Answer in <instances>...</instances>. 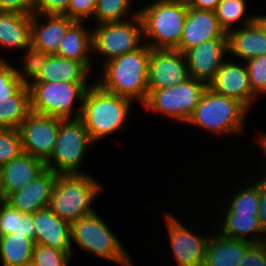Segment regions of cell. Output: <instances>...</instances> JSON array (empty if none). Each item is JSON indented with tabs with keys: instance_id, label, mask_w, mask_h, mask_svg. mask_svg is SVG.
Returning <instances> with one entry per match:
<instances>
[{
	"instance_id": "1",
	"label": "cell",
	"mask_w": 266,
	"mask_h": 266,
	"mask_svg": "<svg viewBox=\"0 0 266 266\" xmlns=\"http://www.w3.org/2000/svg\"><path fill=\"white\" fill-rule=\"evenodd\" d=\"M151 47L146 43L136 51L104 62L103 77L97 83L103 90L138 100L148 97V70Z\"/></svg>"
},
{
	"instance_id": "2",
	"label": "cell",
	"mask_w": 266,
	"mask_h": 266,
	"mask_svg": "<svg viewBox=\"0 0 266 266\" xmlns=\"http://www.w3.org/2000/svg\"><path fill=\"white\" fill-rule=\"evenodd\" d=\"M132 101L103 90L97 83L90 85L82 101L80 119L93 142L125 126Z\"/></svg>"
},
{
	"instance_id": "3",
	"label": "cell",
	"mask_w": 266,
	"mask_h": 266,
	"mask_svg": "<svg viewBox=\"0 0 266 266\" xmlns=\"http://www.w3.org/2000/svg\"><path fill=\"white\" fill-rule=\"evenodd\" d=\"M145 42L153 49H176L183 33L187 17L186 0H155L141 8Z\"/></svg>"
},
{
	"instance_id": "4",
	"label": "cell",
	"mask_w": 266,
	"mask_h": 266,
	"mask_svg": "<svg viewBox=\"0 0 266 266\" xmlns=\"http://www.w3.org/2000/svg\"><path fill=\"white\" fill-rule=\"evenodd\" d=\"M101 186L87 173L58 174L50 197L49 208L72 224L94 212L90 205Z\"/></svg>"
},
{
	"instance_id": "5",
	"label": "cell",
	"mask_w": 266,
	"mask_h": 266,
	"mask_svg": "<svg viewBox=\"0 0 266 266\" xmlns=\"http://www.w3.org/2000/svg\"><path fill=\"white\" fill-rule=\"evenodd\" d=\"M248 110L240 101L218 94L207 87L186 124L216 134H236L243 130Z\"/></svg>"
},
{
	"instance_id": "6",
	"label": "cell",
	"mask_w": 266,
	"mask_h": 266,
	"mask_svg": "<svg viewBox=\"0 0 266 266\" xmlns=\"http://www.w3.org/2000/svg\"><path fill=\"white\" fill-rule=\"evenodd\" d=\"M28 86L31 112L63 120L80 118L82 103L77 108L79 110L74 113V102L76 100L82 102L86 90L90 87L86 82L59 80L55 82H30Z\"/></svg>"
},
{
	"instance_id": "7",
	"label": "cell",
	"mask_w": 266,
	"mask_h": 266,
	"mask_svg": "<svg viewBox=\"0 0 266 266\" xmlns=\"http://www.w3.org/2000/svg\"><path fill=\"white\" fill-rule=\"evenodd\" d=\"M71 240L93 256L122 266H133L121 241L95 211L71 224Z\"/></svg>"
},
{
	"instance_id": "8",
	"label": "cell",
	"mask_w": 266,
	"mask_h": 266,
	"mask_svg": "<svg viewBox=\"0 0 266 266\" xmlns=\"http://www.w3.org/2000/svg\"><path fill=\"white\" fill-rule=\"evenodd\" d=\"M93 143L80 118L62 120L53 152L45 162L46 168L57 174H82L80 165Z\"/></svg>"
},
{
	"instance_id": "9",
	"label": "cell",
	"mask_w": 266,
	"mask_h": 266,
	"mask_svg": "<svg viewBox=\"0 0 266 266\" xmlns=\"http://www.w3.org/2000/svg\"><path fill=\"white\" fill-rule=\"evenodd\" d=\"M206 88V83L190 77L172 87L148 91V97L142 105L152 112L187 123Z\"/></svg>"
},
{
	"instance_id": "10",
	"label": "cell",
	"mask_w": 266,
	"mask_h": 266,
	"mask_svg": "<svg viewBox=\"0 0 266 266\" xmlns=\"http://www.w3.org/2000/svg\"><path fill=\"white\" fill-rule=\"evenodd\" d=\"M129 13L128 18L132 21L102 23L92 32L93 49L104 55L106 62L143 46V25L139 11H135L133 15Z\"/></svg>"
},
{
	"instance_id": "11",
	"label": "cell",
	"mask_w": 266,
	"mask_h": 266,
	"mask_svg": "<svg viewBox=\"0 0 266 266\" xmlns=\"http://www.w3.org/2000/svg\"><path fill=\"white\" fill-rule=\"evenodd\" d=\"M62 120L30 112L18 128L23 152L46 162L55 147Z\"/></svg>"
},
{
	"instance_id": "12",
	"label": "cell",
	"mask_w": 266,
	"mask_h": 266,
	"mask_svg": "<svg viewBox=\"0 0 266 266\" xmlns=\"http://www.w3.org/2000/svg\"><path fill=\"white\" fill-rule=\"evenodd\" d=\"M188 78L190 76L184 53L176 49L151 48L148 70L149 91L172 87Z\"/></svg>"
},
{
	"instance_id": "13",
	"label": "cell",
	"mask_w": 266,
	"mask_h": 266,
	"mask_svg": "<svg viewBox=\"0 0 266 266\" xmlns=\"http://www.w3.org/2000/svg\"><path fill=\"white\" fill-rule=\"evenodd\" d=\"M170 247L178 266H203L209 238L190 231L175 217L166 214Z\"/></svg>"
},
{
	"instance_id": "14",
	"label": "cell",
	"mask_w": 266,
	"mask_h": 266,
	"mask_svg": "<svg viewBox=\"0 0 266 266\" xmlns=\"http://www.w3.org/2000/svg\"><path fill=\"white\" fill-rule=\"evenodd\" d=\"M207 87L218 94L240 101L248 109L257 96L250 86L246 64L240 66L229 60L224 61Z\"/></svg>"
},
{
	"instance_id": "15",
	"label": "cell",
	"mask_w": 266,
	"mask_h": 266,
	"mask_svg": "<svg viewBox=\"0 0 266 266\" xmlns=\"http://www.w3.org/2000/svg\"><path fill=\"white\" fill-rule=\"evenodd\" d=\"M227 52V39H211L187 50L184 55L189 76L208 85L224 63Z\"/></svg>"
},
{
	"instance_id": "16",
	"label": "cell",
	"mask_w": 266,
	"mask_h": 266,
	"mask_svg": "<svg viewBox=\"0 0 266 266\" xmlns=\"http://www.w3.org/2000/svg\"><path fill=\"white\" fill-rule=\"evenodd\" d=\"M211 39H227V34L221 28L215 11L188 7L182 37L176 50L185 53Z\"/></svg>"
},
{
	"instance_id": "17",
	"label": "cell",
	"mask_w": 266,
	"mask_h": 266,
	"mask_svg": "<svg viewBox=\"0 0 266 266\" xmlns=\"http://www.w3.org/2000/svg\"><path fill=\"white\" fill-rule=\"evenodd\" d=\"M57 173L46 168L40 175L19 191L12 193L5 201L24 214L49 207Z\"/></svg>"
},
{
	"instance_id": "18",
	"label": "cell",
	"mask_w": 266,
	"mask_h": 266,
	"mask_svg": "<svg viewBox=\"0 0 266 266\" xmlns=\"http://www.w3.org/2000/svg\"><path fill=\"white\" fill-rule=\"evenodd\" d=\"M46 169L45 162L22 152L0 168L2 200L19 191Z\"/></svg>"
},
{
	"instance_id": "19",
	"label": "cell",
	"mask_w": 266,
	"mask_h": 266,
	"mask_svg": "<svg viewBox=\"0 0 266 266\" xmlns=\"http://www.w3.org/2000/svg\"><path fill=\"white\" fill-rule=\"evenodd\" d=\"M35 244L72 252L71 224L58 217L49 207L33 214Z\"/></svg>"
},
{
	"instance_id": "20",
	"label": "cell",
	"mask_w": 266,
	"mask_h": 266,
	"mask_svg": "<svg viewBox=\"0 0 266 266\" xmlns=\"http://www.w3.org/2000/svg\"><path fill=\"white\" fill-rule=\"evenodd\" d=\"M39 13L32 14L31 45L48 54H56L68 29L76 22L65 15H43L48 19L41 24Z\"/></svg>"
},
{
	"instance_id": "21",
	"label": "cell",
	"mask_w": 266,
	"mask_h": 266,
	"mask_svg": "<svg viewBox=\"0 0 266 266\" xmlns=\"http://www.w3.org/2000/svg\"><path fill=\"white\" fill-rule=\"evenodd\" d=\"M228 53L245 61L266 55V34L254 21L227 33Z\"/></svg>"
},
{
	"instance_id": "22",
	"label": "cell",
	"mask_w": 266,
	"mask_h": 266,
	"mask_svg": "<svg viewBox=\"0 0 266 266\" xmlns=\"http://www.w3.org/2000/svg\"><path fill=\"white\" fill-rule=\"evenodd\" d=\"M214 234L209 237L203 266H240L253 243Z\"/></svg>"
},
{
	"instance_id": "23",
	"label": "cell",
	"mask_w": 266,
	"mask_h": 266,
	"mask_svg": "<svg viewBox=\"0 0 266 266\" xmlns=\"http://www.w3.org/2000/svg\"><path fill=\"white\" fill-rule=\"evenodd\" d=\"M32 14L0 11V45L5 48L26 49L31 44Z\"/></svg>"
},
{
	"instance_id": "24",
	"label": "cell",
	"mask_w": 266,
	"mask_h": 266,
	"mask_svg": "<svg viewBox=\"0 0 266 266\" xmlns=\"http://www.w3.org/2000/svg\"><path fill=\"white\" fill-rule=\"evenodd\" d=\"M89 69L77 60L51 54L33 82H87Z\"/></svg>"
},
{
	"instance_id": "25",
	"label": "cell",
	"mask_w": 266,
	"mask_h": 266,
	"mask_svg": "<svg viewBox=\"0 0 266 266\" xmlns=\"http://www.w3.org/2000/svg\"><path fill=\"white\" fill-rule=\"evenodd\" d=\"M82 23L76 21L68 29L56 54L82 62L90 70L92 62L88 52L93 50L92 33L86 31Z\"/></svg>"
},
{
	"instance_id": "26",
	"label": "cell",
	"mask_w": 266,
	"mask_h": 266,
	"mask_svg": "<svg viewBox=\"0 0 266 266\" xmlns=\"http://www.w3.org/2000/svg\"><path fill=\"white\" fill-rule=\"evenodd\" d=\"M227 212L225 213L226 217H224L223 223H221L219 228H221V232H219L221 235L228 237V238H236L245 240L251 243H263L266 242V236L257 235V233H261V227L259 223L258 214H240V213H232L227 207ZM256 232V235L249 236L252 238H245L246 234H254ZM257 236V237H255ZM264 237V238H262Z\"/></svg>"
},
{
	"instance_id": "27",
	"label": "cell",
	"mask_w": 266,
	"mask_h": 266,
	"mask_svg": "<svg viewBox=\"0 0 266 266\" xmlns=\"http://www.w3.org/2000/svg\"><path fill=\"white\" fill-rule=\"evenodd\" d=\"M30 112L29 86L24 84L14 95L0 100V128L18 129Z\"/></svg>"
},
{
	"instance_id": "28",
	"label": "cell",
	"mask_w": 266,
	"mask_h": 266,
	"mask_svg": "<svg viewBox=\"0 0 266 266\" xmlns=\"http://www.w3.org/2000/svg\"><path fill=\"white\" fill-rule=\"evenodd\" d=\"M35 242L21 234L0 236V259L3 266H19L32 261Z\"/></svg>"
},
{
	"instance_id": "29",
	"label": "cell",
	"mask_w": 266,
	"mask_h": 266,
	"mask_svg": "<svg viewBox=\"0 0 266 266\" xmlns=\"http://www.w3.org/2000/svg\"><path fill=\"white\" fill-rule=\"evenodd\" d=\"M247 0H221L216 9L215 14L218 18L221 28L226 32V34L231 31L233 23L237 21L243 22V26L249 25L254 22L255 15L248 16L244 18L246 12Z\"/></svg>"
},
{
	"instance_id": "30",
	"label": "cell",
	"mask_w": 266,
	"mask_h": 266,
	"mask_svg": "<svg viewBox=\"0 0 266 266\" xmlns=\"http://www.w3.org/2000/svg\"><path fill=\"white\" fill-rule=\"evenodd\" d=\"M228 209L232 213L240 214H258L260 202V181L247 184V187L232 195Z\"/></svg>"
},
{
	"instance_id": "31",
	"label": "cell",
	"mask_w": 266,
	"mask_h": 266,
	"mask_svg": "<svg viewBox=\"0 0 266 266\" xmlns=\"http://www.w3.org/2000/svg\"><path fill=\"white\" fill-rule=\"evenodd\" d=\"M25 50L26 55L23 60L24 64L22 63L20 70L15 69V72L19 80L23 84L28 85L31 82L28 78L33 79L32 81L37 78L51 54H48L31 44Z\"/></svg>"
},
{
	"instance_id": "32",
	"label": "cell",
	"mask_w": 266,
	"mask_h": 266,
	"mask_svg": "<svg viewBox=\"0 0 266 266\" xmlns=\"http://www.w3.org/2000/svg\"><path fill=\"white\" fill-rule=\"evenodd\" d=\"M132 3V0H97L94 19L98 24L125 21Z\"/></svg>"
},
{
	"instance_id": "33",
	"label": "cell",
	"mask_w": 266,
	"mask_h": 266,
	"mask_svg": "<svg viewBox=\"0 0 266 266\" xmlns=\"http://www.w3.org/2000/svg\"><path fill=\"white\" fill-rule=\"evenodd\" d=\"M22 150L21 135L18 129L0 128V168L18 157Z\"/></svg>"
},
{
	"instance_id": "34",
	"label": "cell",
	"mask_w": 266,
	"mask_h": 266,
	"mask_svg": "<svg viewBox=\"0 0 266 266\" xmlns=\"http://www.w3.org/2000/svg\"><path fill=\"white\" fill-rule=\"evenodd\" d=\"M73 252L35 244L32 255L34 266H67Z\"/></svg>"
},
{
	"instance_id": "35",
	"label": "cell",
	"mask_w": 266,
	"mask_h": 266,
	"mask_svg": "<svg viewBox=\"0 0 266 266\" xmlns=\"http://www.w3.org/2000/svg\"><path fill=\"white\" fill-rule=\"evenodd\" d=\"M24 213L13 208L5 200H0V236L21 234Z\"/></svg>"
},
{
	"instance_id": "36",
	"label": "cell",
	"mask_w": 266,
	"mask_h": 266,
	"mask_svg": "<svg viewBox=\"0 0 266 266\" xmlns=\"http://www.w3.org/2000/svg\"><path fill=\"white\" fill-rule=\"evenodd\" d=\"M245 64L253 92L257 96L266 93V55L247 60Z\"/></svg>"
},
{
	"instance_id": "37",
	"label": "cell",
	"mask_w": 266,
	"mask_h": 266,
	"mask_svg": "<svg viewBox=\"0 0 266 266\" xmlns=\"http://www.w3.org/2000/svg\"><path fill=\"white\" fill-rule=\"evenodd\" d=\"M24 84L16 75L15 67L0 59V100L14 95Z\"/></svg>"
},
{
	"instance_id": "38",
	"label": "cell",
	"mask_w": 266,
	"mask_h": 266,
	"mask_svg": "<svg viewBox=\"0 0 266 266\" xmlns=\"http://www.w3.org/2000/svg\"><path fill=\"white\" fill-rule=\"evenodd\" d=\"M97 0H70L67 13L70 19L83 22L87 17L94 16Z\"/></svg>"
},
{
	"instance_id": "39",
	"label": "cell",
	"mask_w": 266,
	"mask_h": 266,
	"mask_svg": "<svg viewBox=\"0 0 266 266\" xmlns=\"http://www.w3.org/2000/svg\"><path fill=\"white\" fill-rule=\"evenodd\" d=\"M70 0H35L34 13L41 15H65Z\"/></svg>"
},
{
	"instance_id": "40",
	"label": "cell",
	"mask_w": 266,
	"mask_h": 266,
	"mask_svg": "<svg viewBox=\"0 0 266 266\" xmlns=\"http://www.w3.org/2000/svg\"><path fill=\"white\" fill-rule=\"evenodd\" d=\"M240 266H266V242L253 243L247 249Z\"/></svg>"
},
{
	"instance_id": "41",
	"label": "cell",
	"mask_w": 266,
	"mask_h": 266,
	"mask_svg": "<svg viewBox=\"0 0 266 266\" xmlns=\"http://www.w3.org/2000/svg\"><path fill=\"white\" fill-rule=\"evenodd\" d=\"M35 0H0V11H14L23 14L34 13Z\"/></svg>"
},
{
	"instance_id": "42",
	"label": "cell",
	"mask_w": 266,
	"mask_h": 266,
	"mask_svg": "<svg viewBox=\"0 0 266 266\" xmlns=\"http://www.w3.org/2000/svg\"><path fill=\"white\" fill-rule=\"evenodd\" d=\"M260 202L258 209V218L262 234L266 235V177L260 178Z\"/></svg>"
},
{
	"instance_id": "43",
	"label": "cell",
	"mask_w": 266,
	"mask_h": 266,
	"mask_svg": "<svg viewBox=\"0 0 266 266\" xmlns=\"http://www.w3.org/2000/svg\"><path fill=\"white\" fill-rule=\"evenodd\" d=\"M21 235L32 239L35 242V226L33 214H24L21 227Z\"/></svg>"
},
{
	"instance_id": "44",
	"label": "cell",
	"mask_w": 266,
	"mask_h": 266,
	"mask_svg": "<svg viewBox=\"0 0 266 266\" xmlns=\"http://www.w3.org/2000/svg\"><path fill=\"white\" fill-rule=\"evenodd\" d=\"M221 0H186L188 7L200 10L215 11Z\"/></svg>"
},
{
	"instance_id": "45",
	"label": "cell",
	"mask_w": 266,
	"mask_h": 266,
	"mask_svg": "<svg viewBox=\"0 0 266 266\" xmlns=\"http://www.w3.org/2000/svg\"><path fill=\"white\" fill-rule=\"evenodd\" d=\"M260 27L261 29L265 32L266 34V16L264 15H255V20H254Z\"/></svg>"
},
{
	"instance_id": "46",
	"label": "cell",
	"mask_w": 266,
	"mask_h": 266,
	"mask_svg": "<svg viewBox=\"0 0 266 266\" xmlns=\"http://www.w3.org/2000/svg\"><path fill=\"white\" fill-rule=\"evenodd\" d=\"M257 139L259 141L260 148H262V151L266 156V134L265 135L263 133L259 134V136H257ZM261 176L266 177V174Z\"/></svg>"
},
{
	"instance_id": "47",
	"label": "cell",
	"mask_w": 266,
	"mask_h": 266,
	"mask_svg": "<svg viewBox=\"0 0 266 266\" xmlns=\"http://www.w3.org/2000/svg\"><path fill=\"white\" fill-rule=\"evenodd\" d=\"M0 200H2V190H1V171H0Z\"/></svg>"
},
{
	"instance_id": "48",
	"label": "cell",
	"mask_w": 266,
	"mask_h": 266,
	"mask_svg": "<svg viewBox=\"0 0 266 266\" xmlns=\"http://www.w3.org/2000/svg\"><path fill=\"white\" fill-rule=\"evenodd\" d=\"M19 266H34L32 262H28V263H25V264H21Z\"/></svg>"
}]
</instances>
